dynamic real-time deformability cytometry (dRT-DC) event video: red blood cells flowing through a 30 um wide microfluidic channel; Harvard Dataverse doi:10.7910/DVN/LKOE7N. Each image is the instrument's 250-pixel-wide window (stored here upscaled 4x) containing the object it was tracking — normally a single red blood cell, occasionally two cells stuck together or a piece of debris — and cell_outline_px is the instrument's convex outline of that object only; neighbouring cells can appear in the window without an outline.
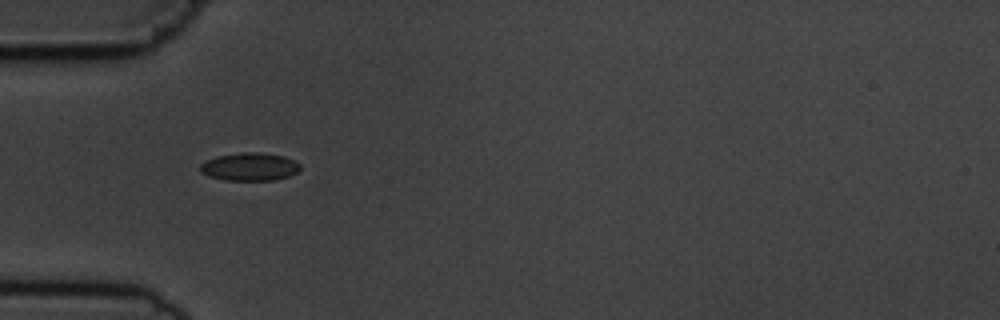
{"species": "common noctule bat (a hibernating species)", "species_latin": "Nyctalus noctula", "temperature_condition": "cold", "stored_images_in_passage": 2, "camera_frame_rate_fps": 3000, "um_per_image_px": 0.085, "animal": {"sex": "male", "body_mass_g": 19.5, "forearm_length_mm": 54.6}, "frame": {"image": 1, "passage_image": 1, "time_ms": 0.0, "image_size_px": [1000, 320], "cell_outline_px": [[300, 168], [296, 172], [288, 176], [276, 180], [224, 180], [208, 176], [200, 172], [200, 164], [216, 156], [244, 152], [256, 152], [284, 156], [300, 164]], "centroid_in_image_um": [21.2, 14.18], "position_along_channel_um": 63.8, "area_um2": 16.18}}
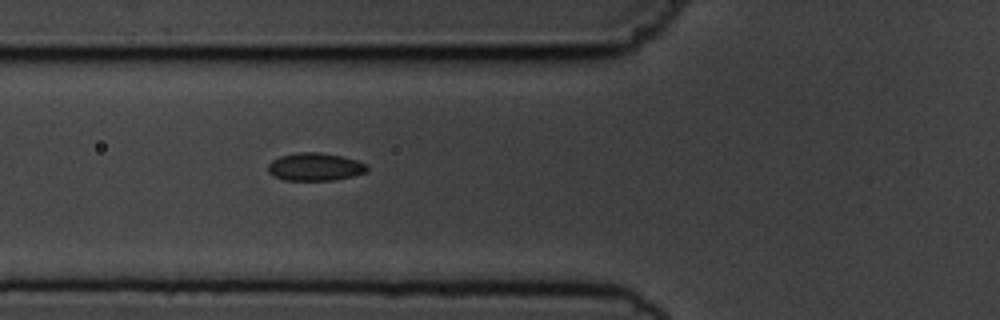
{"frame": {"image": 2, "passage_image": 2, "time_ms": 1.0, "image_size_px": [1000, 320], "cell_outline_px": [[368, 172], [352, 176], [332, 180], [284, 180], [272, 176], [268, 172], [268, 164], [272, 160], [280, 156], [300, 152], [320, 152], [340, 156], [356, 160], [368, 164]], "centroid_in_image_um": [26.77, 14.18], "position_along_channel_um": 99.0, "area_um2": 16.13}}